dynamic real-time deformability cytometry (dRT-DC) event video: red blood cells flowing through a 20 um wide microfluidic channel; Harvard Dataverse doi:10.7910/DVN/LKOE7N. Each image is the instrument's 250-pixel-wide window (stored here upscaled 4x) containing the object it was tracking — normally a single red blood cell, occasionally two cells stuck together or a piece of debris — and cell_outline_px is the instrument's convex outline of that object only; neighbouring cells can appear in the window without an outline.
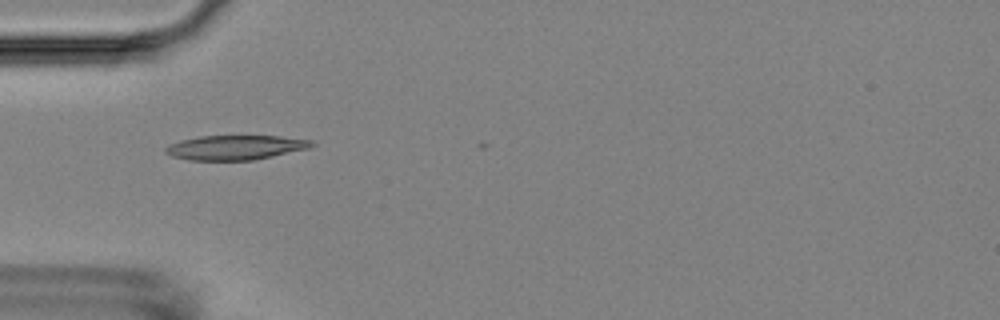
{"species": "Egyptian fruit bat (a non-hibernating species)", "species_latin": "Rousettus aegyptiacus", "temperature_condition": "room temperature", "stored_images_in_passage": 7, "camera_frame_rate_fps": 3000, "um_per_image_px": 0.085, "animal": {"sex": "female"}, "frame": {"image": 1, "passage_image": 3, "time_ms": 3.0, "image_size_px": [1000, 320], "cell_outline_px": [[316, 144], [308, 148], [272, 156], [252, 160], [188, 160], [172, 156], [164, 152], [164, 148], [168, 144], [180, 140], [200, 136], [280, 136], [312, 140]], "centroid_in_image_um": [19.97, 12.53], "position_along_channel_um": 65.0, "area_um2": 20.87}}
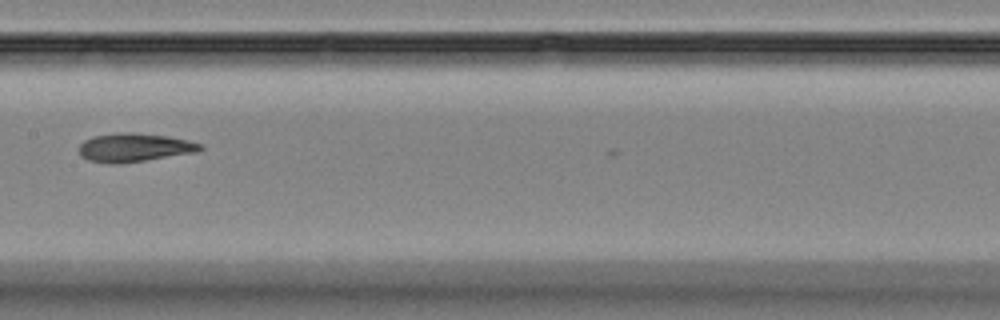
{"frame": {"image": 2, "passage_image": 6, "time_ms": 6.667, "image_size_px": [1000, 320], "cell_outline_px": [[204, 148], [196, 152], [144, 160], [116, 164], [108, 164], [88, 160], [80, 156], [80, 144], [84, 140], [92, 136], [116, 132], [136, 132], [168, 136], [188, 140], [204, 144]], "centroid_in_image_um": [11.41, 12.52], "position_along_channel_um": 196.0, "area_um2": 20.35}}
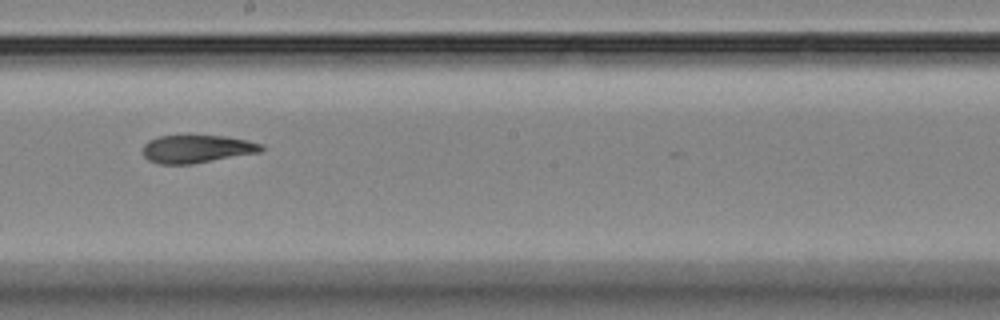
{"frame": {"image": 3, "passage_image": 7, "time_ms": 7.667, "image_size_px": [1000, 320], "cell_outline_px": [[264, 148], [260, 152], [192, 164], [160, 164], [148, 160], [144, 156], [144, 144], [148, 140], [156, 136], [188, 132], [228, 136], [248, 140], [264, 144]], "centroid_in_image_um": [16.72, 12.59], "position_along_channel_um": 231.5, "area_um2": 20.35}}